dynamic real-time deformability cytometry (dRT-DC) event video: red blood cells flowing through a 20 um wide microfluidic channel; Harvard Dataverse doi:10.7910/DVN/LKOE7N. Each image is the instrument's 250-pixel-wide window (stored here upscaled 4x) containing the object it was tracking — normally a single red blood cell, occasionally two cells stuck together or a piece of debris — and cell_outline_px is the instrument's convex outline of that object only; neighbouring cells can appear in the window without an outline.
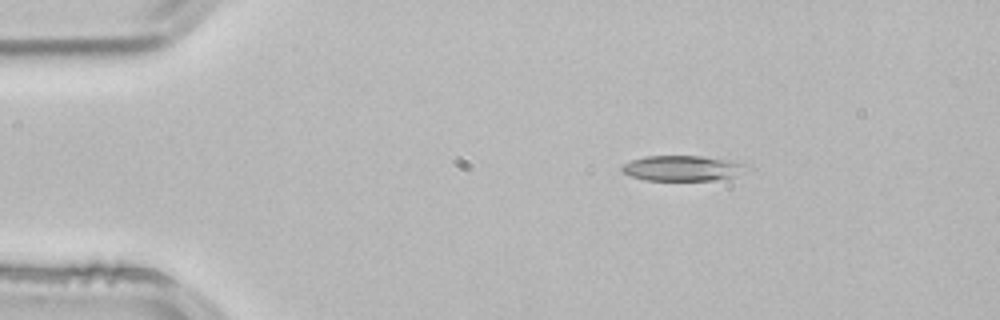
{"species": "common noctule bat (a hibernating species)", "species_latin": "Nyctalus noctula", "temperature_condition": "room temperature", "stored_images_in_passage": 2, "camera_frame_rate_fps": 3000, "um_per_image_px": 0.085, "animal": {"sex": "male", "body_mass_g": 21.5, "forearm_length_mm": 52.0}, "frame": {"image": 1, "passage_image": 1, "time_ms": 0.0, "image_size_px": [1000, 320], "cell_outline_px": [[744, 164], [736, 176], [712, 180], [644, 180], [620, 172], [620, 168], [624, 164], [632, 160], [644, 156], [700, 156], [728, 160]], "centroid_in_image_um": [57.87, 14.3], "position_along_channel_um": 27.1, "area_um2": 17.98}}